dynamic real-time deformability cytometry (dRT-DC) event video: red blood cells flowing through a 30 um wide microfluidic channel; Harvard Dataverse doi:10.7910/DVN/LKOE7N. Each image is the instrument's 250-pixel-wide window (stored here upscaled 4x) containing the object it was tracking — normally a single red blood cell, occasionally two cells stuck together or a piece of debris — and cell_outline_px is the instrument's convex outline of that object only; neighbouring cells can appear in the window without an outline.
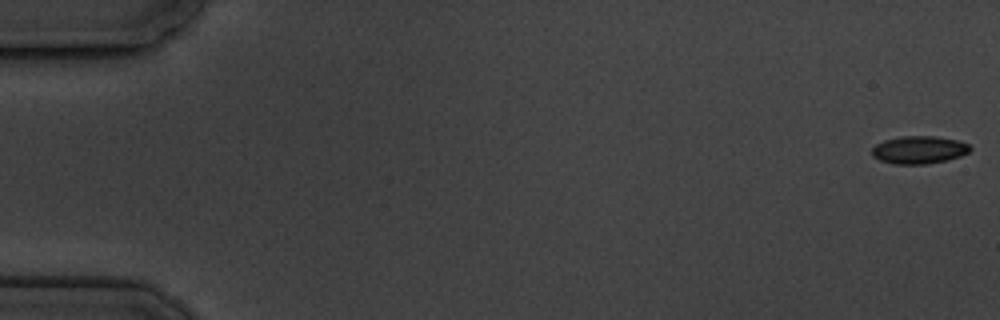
{"species": "common noctule bat (a hibernating species)", "species_latin": "Nyctalus noctula", "temperature_condition": "cold", "stored_images_in_passage": 7, "camera_frame_rate_fps": 3000, "um_per_image_px": 0.085, "animal": {"sex": "male", "body_mass_g": 19.5, "forearm_length_mm": 54.6}, "frame": {"image": 1, "passage_image": 1, "time_ms": 0.0, "image_size_px": [1000, 320], "cell_outline_px": [[972, 148], [968, 152], [960, 156], [928, 164], [892, 164], [880, 160], [872, 156], [872, 148], [876, 144], [884, 140], [900, 136], [936, 136], [956, 140], [968, 144]], "centroid_in_image_um": [78.08, 12.73], "position_along_channel_um": 6.9, "area_um2": 15.84}}